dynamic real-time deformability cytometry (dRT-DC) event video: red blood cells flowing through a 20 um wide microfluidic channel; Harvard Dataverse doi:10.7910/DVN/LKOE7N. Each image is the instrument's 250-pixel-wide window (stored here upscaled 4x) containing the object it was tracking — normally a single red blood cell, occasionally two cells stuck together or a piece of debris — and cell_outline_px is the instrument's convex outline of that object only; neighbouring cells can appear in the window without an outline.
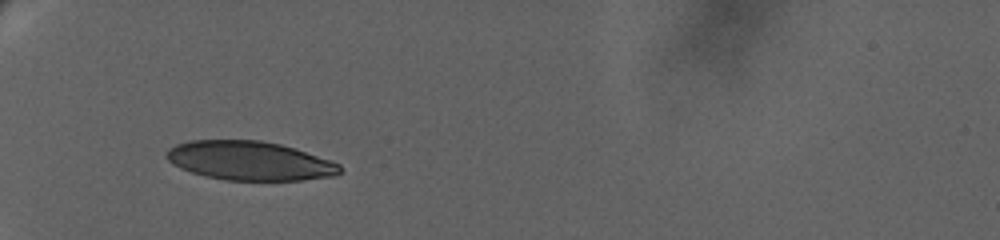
{"species": "human", "species_latin": "Homo sapiens", "temperature_condition": "warm", "stored_images_in_passage": 50, "camera_frame_rate_fps": 3000, "um_per_image_px": 0.085, "donor": {"sex": "female"}, "frame": {"image": 1, "passage_image": 1, "time_ms": 0.0, "image_size_px": [1000, 240], "cell_outline_px": [[340, 172], [332, 176], [300, 180], [224, 180], [204, 176], [180, 168], [172, 164], [164, 156], [164, 152], [168, 148], [176, 144], [188, 140], [260, 140], [280, 144], [340, 164]], "centroid_in_image_um": [21.12, 13.66], "position_along_channel_um": 63.9, "area_um2": 39.25}}
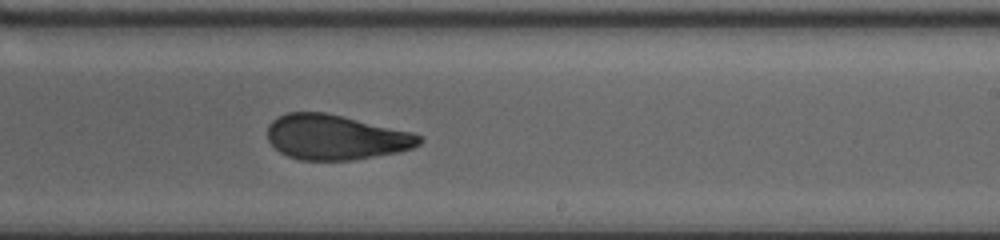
{"frame": {"image": 2, "passage_image": 23, "time_ms": 6.667, "image_size_px": [1000, 240], "cell_outline_px": [[424, 140], [420, 144], [412, 148], [400, 152], [352, 160], [300, 160], [288, 156], [280, 152], [268, 140], [268, 124], [272, 120], [288, 112], [324, 112], [412, 132], [424, 136]], "centroid_in_image_um": [28.56, 11.67], "position_along_channel_um": 260.4, "area_um2": 39.77}}
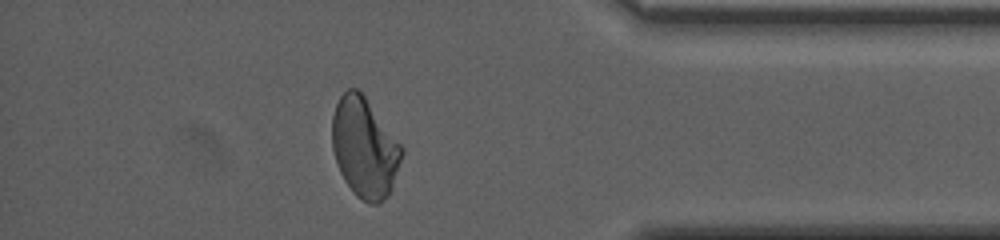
{"frame": {"image": 3, "passage_image": 41, "time_ms": 11.667, "image_size_px": [1000, 240], "cell_outline_px": [[404, 152], [392, 188], [388, 196], [380, 204], [368, 204], [356, 196], [344, 180], [340, 172], [332, 148], [332, 116], [336, 104], [340, 96], [348, 88], [356, 88], [364, 96], [404, 148]], "centroid_in_image_um": [30.99, 12.59], "position_along_channel_um": 404.2, "area_um2": 40.46}, "authors_computed_cell_mechanics": {"area_um2": 40.6045, "velocity_mm_per_s": 3.2218, "shape_relaxation_time_tau1_ms": null, "shape_relaxation_time_tau2_ms": 1.646, "deformation_change_tau1": null, "deformation_change_tau2": 0.083}}